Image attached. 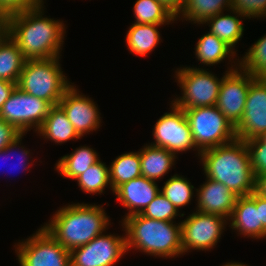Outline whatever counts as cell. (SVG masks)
Here are the masks:
<instances>
[{"mask_svg": "<svg viewBox=\"0 0 266 266\" xmlns=\"http://www.w3.org/2000/svg\"><path fill=\"white\" fill-rule=\"evenodd\" d=\"M44 0H0V14L10 16L42 5Z\"/></svg>", "mask_w": 266, "mask_h": 266, "instance_id": "d590c367", "label": "cell"}, {"mask_svg": "<svg viewBox=\"0 0 266 266\" xmlns=\"http://www.w3.org/2000/svg\"><path fill=\"white\" fill-rule=\"evenodd\" d=\"M256 207L259 208L260 221L266 229V197L256 192Z\"/></svg>", "mask_w": 266, "mask_h": 266, "instance_id": "ab89813d", "label": "cell"}, {"mask_svg": "<svg viewBox=\"0 0 266 266\" xmlns=\"http://www.w3.org/2000/svg\"><path fill=\"white\" fill-rule=\"evenodd\" d=\"M44 9L43 3L37 8L8 16V35L26 60L62 56L66 25L63 20L45 17Z\"/></svg>", "mask_w": 266, "mask_h": 266, "instance_id": "6da1fadb", "label": "cell"}, {"mask_svg": "<svg viewBox=\"0 0 266 266\" xmlns=\"http://www.w3.org/2000/svg\"><path fill=\"white\" fill-rule=\"evenodd\" d=\"M140 215L155 220L174 221L177 216L184 217L185 214L184 212L180 213V211L159 192Z\"/></svg>", "mask_w": 266, "mask_h": 266, "instance_id": "1f68e13d", "label": "cell"}, {"mask_svg": "<svg viewBox=\"0 0 266 266\" xmlns=\"http://www.w3.org/2000/svg\"><path fill=\"white\" fill-rule=\"evenodd\" d=\"M246 50L239 67L256 78H266V34Z\"/></svg>", "mask_w": 266, "mask_h": 266, "instance_id": "4dcf8cb0", "label": "cell"}, {"mask_svg": "<svg viewBox=\"0 0 266 266\" xmlns=\"http://www.w3.org/2000/svg\"><path fill=\"white\" fill-rule=\"evenodd\" d=\"M157 24L133 23L126 34L127 49L137 56H147L162 41ZM161 40V41H160Z\"/></svg>", "mask_w": 266, "mask_h": 266, "instance_id": "cb8c5ba5", "label": "cell"}, {"mask_svg": "<svg viewBox=\"0 0 266 266\" xmlns=\"http://www.w3.org/2000/svg\"><path fill=\"white\" fill-rule=\"evenodd\" d=\"M14 247L20 266H70V251L42 225L32 236L15 243Z\"/></svg>", "mask_w": 266, "mask_h": 266, "instance_id": "ba28073f", "label": "cell"}, {"mask_svg": "<svg viewBox=\"0 0 266 266\" xmlns=\"http://www.w3.org/2000/svg\"><path fill=\"white\" fill-rule=\"evenodd\" d=\"M222 266H250V265H248L246 263L244 264V263H241V262L231 261V262H226Z\"/></svg>", "mask_w": 266, "mask_h": 266, "instance_id": "7bdbcfd3", "label": "cell"}, {"mask_svg": "<svg viewBox=\"0 0 266 266\" xmlns=\"http://www.w3.org/2000/svg\"><path fill=\"white\" fill-rule=\"evenodd\" d=\"M256 79L240 67H227L220 86L216 107L235 126L242 118L250 84Z\"/></svg>", "mask_w": 266, "mask_h": 266, "instance_id": "4fadbf2b", "label": "cell"}, {"mask_svg": "<svg viewBox=\"0 0 266 266\" xmlns=\"http://www.w3.org/2000/svg\"><path fill=\"white\" fill-rule=\"evenodd\" d=\"M231 10L246 19L266 17V0H231Z\"/></svg>", "mask_w": 266, "mask_h": 266, "instance_id": "836d02e7", "label": "cell"}, {"mask_svg": "<svg viewBox=\"0 0 266 266\" xmlns=\"http://www.w3.org/2000/svg\"><path fill=\"white\" fill-rule=\"evenodd\" d=\"M53 106L16 87L0 111V118L14 125L22 134L37 131Z\"/></svg>", "mask_w": 266, "mask_h": 266, "instance_id": "30bf717a", "label": "cell"}, {"mask_svg": "<svg viewBox=\"0 0 266 266\" xmlns=\"http://www.w3.org/2000/svg\"><path fill=\"white\" fill-rule=\"evenodd\" d=\"M126 253L125 234L103 233L88 244L72 249L70 266H114Z\"/></svg>", "mask_w": 266, "mask_h": 266, "instance_id": "7c38bea8", "label": "cell"}, {"mask_svg": "<svg viewBox=\"0 0 266 266\" xmlns=\"http://www.w3.org/2000/svg\"><path fill=\"white\" fill-rule=\"evenodd\" d=\"M199 159L206 178L224 184L238 197L255 191L256 179L245 141L236 139L204 150Z\"/></svg>", "mask_w": 266, "mask_h": 266, "instance_id": "3957f363", "label": "cell"}, {"mask_svg": "<svg viewBox=\"0 0 266 266\" xmlns=\"http://www.w3.org/2000/svg\"><path fill=\"white\" fill-rule=\"evenodd\" d=\"M170 112H165L154 124L152 131L154 141L149 143L153 146L165 148L176 156L180 152L193 150L197 151L198 158L200 151L196 148L189 122L183 109L170 103Z\"/></svg>", "mask_w": 266, "mask_h": 266, "instance_id": "8fae6325", "label": "cell"}, {"mask_svg": "<svg viewBox=\"0 0 266 266\" xmlns=\"http://www.w3.org/2000/svg\"><path fill=\"white\" fill-rule=\"evenodd\" d=\"M225 10H231V0H186L176 20L183 19L200 25Z\"/></svg>", "mask_w": 266, "mask_h": 266, "instance_id": "d4e9b609", "label": "cell"}, {"mask_svg": "<svg viewBox=\"0 0 266 266\" xmlns=\"http://www.w3.org/2000/svg\"><path fill=\"white\" fill-rule=\"evenodd\" d=\"M229 13L230 15L228 13L225 15L224 12H222L212 16L202 25H209V32L217 36L236 53L238 50H235V47L244 35L242 19L245 20V17L233 10H230Z\"/></svg>", "mask_w": 266, "mask_h": 266, "instance_id": "7402d4cb", "label": "cell"}, {"mask_svg": "<svg viewBox=\"0 0 266 266\" xmlns=\"http://www.w3.org/2000/svg\"><path fill=\"white\" fill-rule=\"evenodd\" d=\"M139 149L141 159V176L152 181H159L174 165L178 157L169 150L151 144Z\"/></svg>", "mask_w": 266, "mask_h": 266, "instance_id": "ffe728a7", "label": "cell"}, {"mask_svg": "<svg viewBox=\"0 0 266 266\" xmlns=\"http://www.w3.org/2000/svg\"><path fill=\"white\" fill-rule=\"evenodd\" d=\"M228 224L237 236L266 239V229L260 221L259 208L256 207V191L237 197Z\"/></svg>", "mask_w": 266, "mask_h": 266, "instance_id": "e0dca14e", "label": "cell"}, {"mask_svg": "<svg viewBox=\"0 0 266 266\" xmlns=\"http://www.w3.org/2000/svg\"><path fill=\"white\" fill-rule=\"evenodd\" d=\"M196 148L202 152L237 139L235 126L216 106L183 109Z\"/></svg>", "mask_w": 266, "mask_h": 266, "instance_id": "52a82bcc", "label": "cell"}, {"mask_svg": "<svg viewBox=\"0 0 266 266\" xmlns=\"http://www.w3.org/2000/svg\"><path fill=\"white\" fill-rule=\"evenodd\" d=\"M103 205L72 203L59 208L47 223L46 231L66 250L88 244L111 226Z\"/></svg>", "mask_w": 266, "mask_h": 266, "instance_id": "7a4b0ae2", "label": "cell"}, {"mask_svg": "<svg viewBox=\"0 0 266 266\" xmlns=\"http://www.w3.org/2000/svg\"><path fill=\"white\" fill-rule=\"evenodd\" d=\"M168 8L176 17L181 12L186 0H158Z\"/></svg>", "mask_w": 266, "mask_h": 266, "instance_id": "f35d334b", "label": "cell"}, {"mask_svg": "<svg viewBox=\"0 0 266 266\" xmlns=\"http://www.w3.org/2000/svg\"><path fill=\"white\" fill-rule=\"evenodd\" d=\"M74 83L65 91L58 105L66 113L75 131L82 138L86 134L98 131L102 118L98 104L89 96L82 95Z\"/></svg>", "mask_w": 266, "mask_h": 266, "instance_id": "9a60e30c", "label": "cell"}, {"mask_svg": "<svg viewBox=\"0 0 266 266\" xmlns=\"http://www.w3.org/2000/svg\"><path fill=\"white\" fill-rule=\"evenodd\" d=\"M17 87V83L6 80H0V111L3 104L7 101L13 90Z\"/></svg>", "mask_w": 266, "mask_h": 266, "instance_id": "74e56055", "label": "cell"}, {"mask_svg": "<svg viewBox=\"0 0 266 266\" xmlns=\"http://www.w3.org/2000/svg\"><path fill=\"white\" fill-rule=\"evenodd\" d=\"M207 70L194 65L176 68L174 78L182 96H175L170 102L181 109L215 106L223 77Z\"/></svg>", "mask_w": 266, "mask_h": 266, "instance_id": "8992f818", "label": "cell"}, {"mask_svg": "<svg viewBox=\"0 0 266 266\" xmlns=\"http://www.w3.org/2000/svg\"><path fill=\"white\" fill-rule=\"evenodd\" d=\"M159 192L157 182L140 176L120 185L113 195L115 194V199L128 210L124 219L140 214Z\"/></svg>", "mask_w": 266, "mask_h": 266, "instance_id": "ac0fdd59", "label": "cell"}, {"mask_svg": "<svg viewBox=\"0 0 266 266\" xmlns=\"http://www.w3.org/2000/svg\"><path fill=\"white\" fill-rule=\"evenodd\" d=\"M196 188L185 176L174 174L160 189V192L175 206L179 211L181 207L191 204Z\"/></svg>", "mask_w": 266, "mask_h": 266, "instance_id": "f546056e", "label": "cell"}, {"mask_svg": "<svg viewBox=\"0 0 266 266\" xmlns=\"http://www.w3.org/2000/svg\"><path fill=\"white\" fill-rule=\"evenodd\" d=\"M181 222L183 255L192 250L211 251L220 242L228 219L215 214L193 211Z\"/></svg>", "mask_w": 266, "mask_h": 266, "instance_id": "9c48e42d", "label": "cell"}, {"mask_svg": "<svg viewBox=\"0 0 266 266\" xmlns=\"http://www.w3.org/2000/svg\"><path fill=\"white\" fill-rule=\"evenodd\" d=\"M75 180L77 181L78 187L81 191L87 194L102 195L108 185L112 191L109 166L107 167V165L101 160L89 167Z\"/></svg>", "mask_w": 266, "mask_h": 266, "instance_id": "f1b7e54d", "label": "cell"}, {"mask_svg": "<svg viewBox=\"0 0 266 266\" xmlns=\"http://www.w3.org/2000/svg\"><path fill=\"white\" fill-rule=\"evenodd\" d=\"M24 135H26V134H22V135H20L14 142H12V143H10L7 147H5L3 150H1L0 151V159L3 157V159H5L6 160V158L9 156H11V154L13 153V151L14 152H16V153H18V154H15V153H13V155H12V157L13 156H19V158L18 159H21V160H19V164L18 163H16V164H14L13 165V170L14 169H17V168H19V170L21 169V168H23V169H27V170H30V169H28V168H31V167H29V166H31V165H34L33 164V162H35V160H30L29 159V157L31 156V152H30V149L29 150H27L28 148H26V147H24V146H21L22 145V138H24ZM26 148V149H25ZM17 150H18V152H17ZM12 152V153H11ZM11 153V154H10ZM10 154V155H9ZM15 154V155H14ZM17 156L15 157V158H17ZM6 157V158H5ZM14 158V157H13ZM8 159V158H7ZM30 161L32 162V163H30ZM30 163V164H29ZM29 164V165H28ZM20 166V167H19ZM15 167V168H14ZM19 170H17V171H19ZM22 170V169H21ZM16 171V170H15Z\"/></svg>", "mask_w": 266, "mask_h": 266, "instance_id": "e575fe53", "label": "cell"}, {"mask_svg": "<svg viewBox=\"0 0 266 266\" xmlns=\"http://www.w3.org/2000/svg\"><path fill=\"white\" fill-rule=\"evenodd\" d=\"M25 61L17 44L7 35L0 42V80L18 83Z\"/></svg>", "mask_w": 266, "mask_h": 266, "instance_id": "484cf974", "label": "cell"}, {"mask_svg": "<svg viewBox=\"0 0 266 266\" xmlns=\"http://www.w3.org/2000/svg\"><path fill=\"white\" fill-rule=\"evenodd\" d=\"M194 49L196 59L200 61V64H203V66L206 65V67H210V65H217L227 59L229 60L227 64L231 62V70H235L239 67V57L238 59L235 58L237 53L209 31L199 38Z\"/></svg>", "mask_w": 266, "mask_h": 266, "instance_id": "d6986e66", "label": "cell"}, {"mask_svg": "<svg viewBox=\"0 0 266 266\" xmlns=\"http://www.w3.org/2000/svg\"><path fill=\"white\" fill-rule=\"evenodd\" d=\"M137 24L169 25L176 16L158 0H137L133 7Z\"/></svg>", "mask_w": 266, "mask_h": 266, "instance_id": "83f0119b", "label": "cell"}, {"mask_svg": "<svg viewBox=\"0 0 266 266\" xmlns=\"http://www.w3.org/2000/svg\"><path fill=\"white\" fill-rule=\"evenodd\" d=\"M36 133L45 140L55 144H63L69 140H78L73 124L68 120L66 113L59 106H53Z\"/></svg>", "mask_w": 266, "mask_h": 266, "instance_id": "44dd1931", "label": "cell"}, {"mask_svg": "<svg viewBox=\"0 0 266 266\" xmlns=\"http://www.w3.org/2000/svg\"><path fill=\"white\" fill-rule=\"evenodd\" d=\"M99 160L100 157L96 150L85 145L77 147L72 153L62 156L55 163L54 168L60 176L75 180Z\"/></svg>", "mask_w": 266, "mask_h": 266, "instance_id": "603a6c76", "label": "cell"}, {"mask_svg": "<svg viewBox=\"0 0 266 266\" xmlns=\"http://www.w3.org/2000/svg\"><path fill=\"white\" fill-rule=\"evenodd\" d=\"M22 133L12 124L0 118V151L14 142Z\"/></svg>", "mask_w": 266, "mask_h": 266, "instance_id": "8d00e7d4", "label": "cell"}, {"mask_svg": "<svg viewBox=\"0 0 266 266\" xmlns=\"http://www.w3.org/2000/svg\"><path fill=\"white\" fill-rule=\"evenodd\" d=\"M205 179L206 181L195 190L197 206L194 210L220 215L229 220L238 196L224 184L210 178Z\"/></svg>", "mask_w": 266, "mask_h": 266, "instance_id": "2e32d148", "label": "cell"}, {"mask_svg": "<svg viewBox=\"0 0 266 266\" xmlns=\"http://www.w3.org/2000/svg\"><path fill=\"white\" fill-rule=\"evenodd\" d=\"M119 222L125 231L127 253L133 249L164 259L183 255L181 222L155 220L140 214Z\"/></svg>", "mask_w": 266, "mask_h": 266, "instance_id": "277c9868", "label": "cell"}, {"mask_svg": "<svg viewBox=\"0 0 266 266\" xmlns=\"http://www.w3.org/2000/svg\"><path fill=\"white\" fill-rule=\"evenodd\" d=\"M60 58L26 60L17 87L52 106L58 105L65 91L73 84L63 73Z\"/></svg>", "mask_w": 266, "mask_h": 266, "instance_id": "5b68a950", "label": "cell"}, {"mask_svg": "<svg viewBox=\"0 0 266 266\" xmlns=\"http://www.w3.org/2000/svg\"><path fill=\"white\" fill-rule=\"evenodd\" d=\"M255 179L266 173V138L256 137L245 141Z\"/></svg>", "mask_w": 266, "mask_h": 266, "instance_id": "d6a6232c", "label": "cell"}, {"mask_svg": "<svg viewBox=\"0 0 266 266\" xmlns=\"http://www.w3.org/2000/svg\"><path fill=\"white\" fill-rule=\"evenodd\" d=\"M255 191L258 194L266 197V173L256 178Z\"/></svg>", "mask_w": 266, "mask_h": 266, "instance_id": "60d3db41", "label": "cell"}, {"mask_svg": "<svg viewBox=\"0 0 266 266\" xmlns=\"http://www.w3.org/2000/svg\"><path fill=\"white\" fill-rule=\"evenodd\" d=\"M239 140L264 136L266 134V78H256L247 94L241 120L235 125Z\"/></svg>", "mask_w": 266, "mask_h": 266, "instance_id": "5bb4252c", "label": "cell"}, {"mask_svg": "<svg viewBox=\"0 0 266 266\" xmlns=\"http://www.w3.org/2000/svg\"><path fill=\"white\" fill-rule=\"evenodd\" d=\"M112 161L109 166V173L113 193L123 183L141 176L139 151L123 153Z\"/></svg>", "mask_w": 266, "mask_h": 266, "instance_id": "4316f807", "label": "cell"}, {"mask_svg": "<svg viewBox=\"0 0 266 266\" xmlns=\"http://www.w3.org/2000/svg\"><path fill=\"white\" fill-rule=\"evenodd\" d=\"M8 35V16L0 14V42Z\"/></svg>", "mask_w": 266, "mask_h": 266, "instance_id": "b9f144b4", "label": "cell"}]
</instances>
